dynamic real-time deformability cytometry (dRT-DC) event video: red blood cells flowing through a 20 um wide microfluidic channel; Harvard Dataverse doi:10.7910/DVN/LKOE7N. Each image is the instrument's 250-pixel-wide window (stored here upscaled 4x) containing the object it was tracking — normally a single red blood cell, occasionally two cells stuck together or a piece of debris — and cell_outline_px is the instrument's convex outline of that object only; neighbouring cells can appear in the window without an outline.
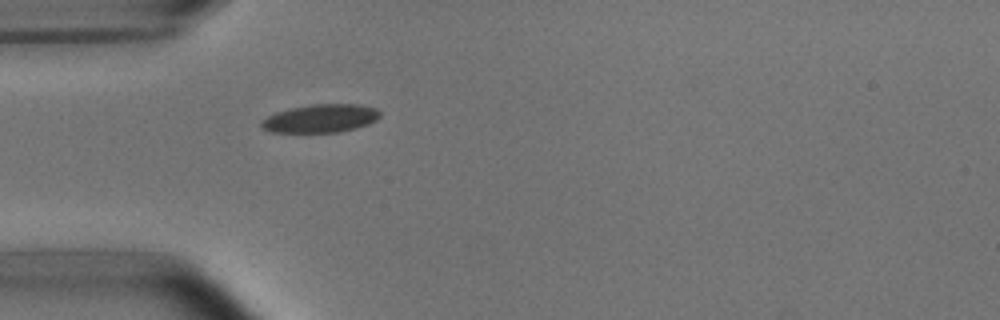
{"species": "common noctule bat (a hibernating species)", "species_latin": "Nyctalus noctula", "temperature_condition": "room temperature", "stored_images_in_passage": 38, "camera_frame_rate_fps": 3000, "um_per_image_px": 0.085, "animal": {"sex": "male", "body_mass_g": 15.6}, "frame": {"image": 1, "passage_image": 1, "time_ms": 0.0, "image_size_px": [1000, 320], "cell_outline_px": [[380, 116], [376, 120], [368, 124], [356, 128], [336, 132], [272, 132], [260, 128], [260, 120], [276, 112], [292, 108], [312, 104], [356, 104], [376, 108], [380, 112]], "centroid_in_image_um": [27.23, 10.07], "position_along_channel_um": 57.8, "area_um2": 19.48}}
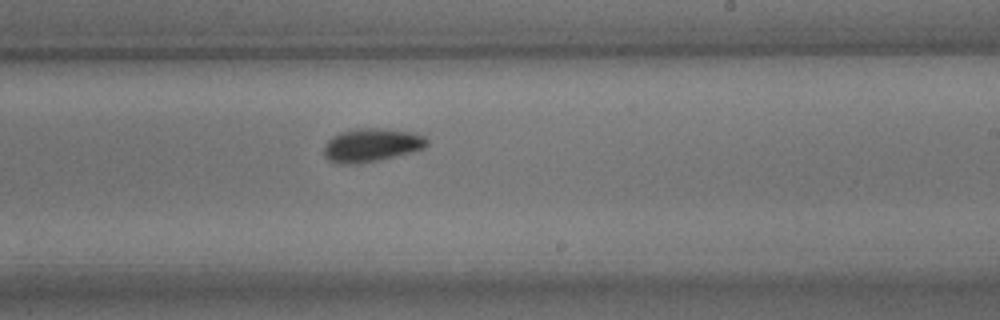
{"frame": {"image": 2, "passage_image": 17, "time_ms": 5.333, "image_size_px": [1000, 320], "cell_outline_px": [[428, 144], [424, 148], [376, 160], [356, 164], [344, 164], [328, 160], [324, 156], [324, 144], [332, 136], [340, 132], [356, 128], [376, 128], [408, 132], [424, 136], [428, 140]], "centroid_in_image_um": [31.51, 12.32], "position_along_channel_um": 257.5, "area_um2": 19.65}}
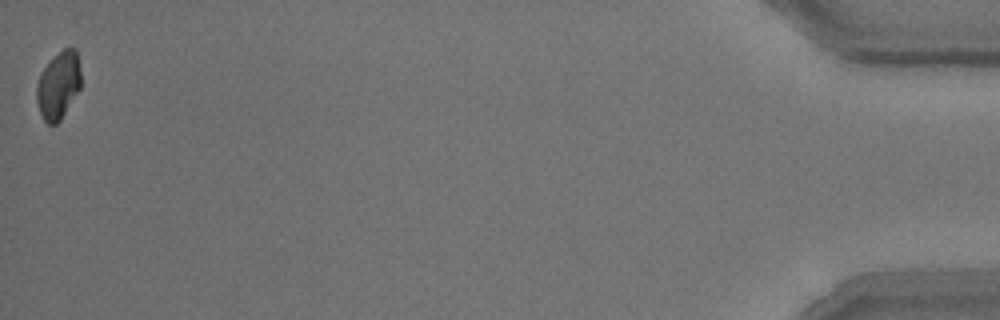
{"frame": {"image": 3, "passage_image": 38, "time_ms": 12.333, "image_size_px": [1000, 320], "cell_outline_px": [[80, 88], [60, 120], [56, 124], [48, 124], [44, 120], [40, 112], [36, 100], [36, 88], [40, 72], [64, 48], [76, 48], [80, 68]], "centroid_in_image_um": [4.96, 7.26], "position_along_channel_um": 430.2, "area_um2": 17.11}, "authors_computed_cell_mechanics": {"area_um2": 19.0451, "velocity_mm_per_s": 3.8005, "shape_relaxation_time_tau1_ms": 2.5899, "shape_relaxation_time_tau2_ms": 3.0812, "deformation_change_tau1": 0.084, "deformation_change_tau2": 0.0626}}